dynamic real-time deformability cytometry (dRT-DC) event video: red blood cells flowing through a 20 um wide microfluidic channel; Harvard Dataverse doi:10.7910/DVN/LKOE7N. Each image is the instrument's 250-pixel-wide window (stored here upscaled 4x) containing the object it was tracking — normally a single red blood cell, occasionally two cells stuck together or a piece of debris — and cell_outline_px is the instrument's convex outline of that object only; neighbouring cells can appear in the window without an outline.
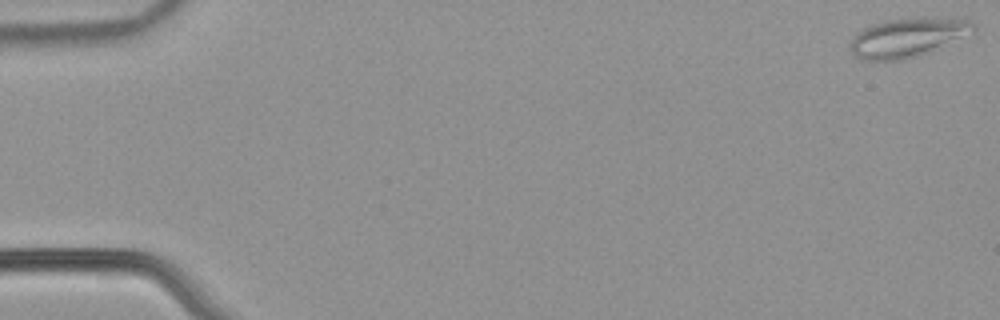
{"species": "common noctule bat (a hibernating species)", "species_latin": "Nyctalus noctula", "temperature_condition": "warm", "stored_images_in_passage": 16, "camera_frame_rate_fps": 3000, "um_per_image_px": 0.085, "animal": {"sex": "male", "body_mass_g": 21.5, "forearm_length_mm": 52.0}, "frame": {"image": 1, "passage_image": 1, "time_ms": 0.0, "image_size_px": [1000, 320], "cell_outline_px": [[976, 28], [972, 32], [920, 56], [904, 60], [860, 60], [852, 52], [852, 36], [856, 32], [872, 24], [888, 20], [916, 16], [948, 16], [968, 20], [976, 24]], "centroid_in_image_um": [77.18, 3.15], "position_along_channel_um": 7.8, "area_um2": 28.44}}